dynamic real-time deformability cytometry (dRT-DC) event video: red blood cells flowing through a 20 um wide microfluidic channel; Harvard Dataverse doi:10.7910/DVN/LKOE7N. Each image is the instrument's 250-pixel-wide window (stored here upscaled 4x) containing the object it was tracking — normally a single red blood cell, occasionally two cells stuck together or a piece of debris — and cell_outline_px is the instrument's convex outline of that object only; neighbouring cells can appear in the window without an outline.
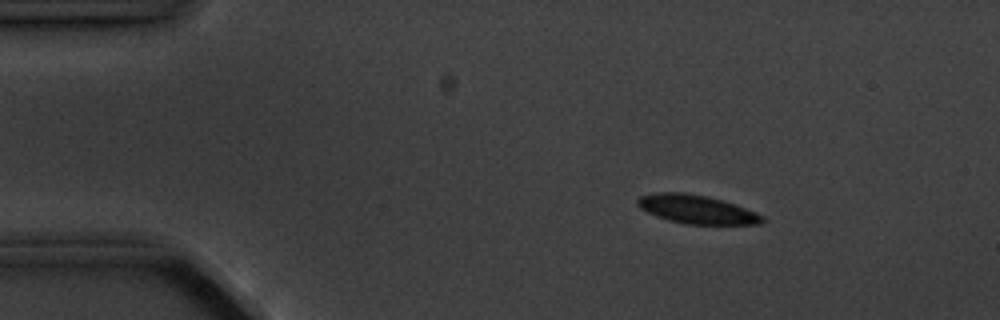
{"species": "common noctule bat (a hibernating species)", "species_latin": "Nyctalus noctula", "temperature_condition": "cold", "stored_images_in_passage": 5, "camera_frame_rate_fps": 3000, "um_per_image_px": 0.085, "animal": {"sex": "male", "body_mass_g": 20.1, "forearm_length_mm": 53.5}, "frame": {"image": 1, "passage_image": 3, "time_ms": 2.333, "image_size_px": [1000, 320], "cell_outline_px": [[764, 220], [760, 224], [688, 224], [668, 220], [656, 216], [640, 208], [636, 204], [636, 200], [640, 196], [660, 192], [684, 192], [708, 196], [724, 200], [736, 204], [756, 212], [764, 216]], "centroid_in_image_um": [59.23, 17.78], "position_along_channel_um": 25.8, "area_um2": 20.87}}